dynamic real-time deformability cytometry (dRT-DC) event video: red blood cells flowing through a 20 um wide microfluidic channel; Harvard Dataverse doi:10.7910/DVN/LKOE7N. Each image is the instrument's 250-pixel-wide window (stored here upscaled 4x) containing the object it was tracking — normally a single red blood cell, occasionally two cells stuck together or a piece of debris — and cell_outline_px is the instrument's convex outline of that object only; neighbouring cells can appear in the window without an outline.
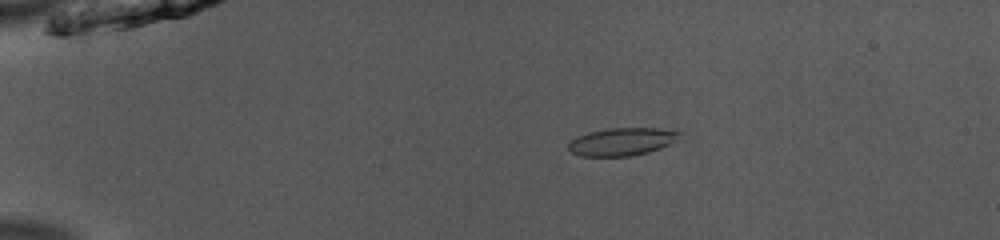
{"species": "common noctule bat (a hibernating species)", "species_latin": "Nyctalus noctula", "temperature_condition": "room temperature", "stored_images_in_passage": 53, "camera_frame_rate_fps": 3000, "um_per_image_px": 0.085, "animal": {"sex": "male", "body_mass_g": 13.0, "forearm_length_mm": 53.1}, "frame": {"image": 1, "passage_image": 12, "time_ms": 3.667, "image_size_px": [1000, 240], "cell_outline_px": [[684, 140], [648, 152], [628, 156], [580, 156], [572, 152], [568, 148], [568, 144], [572, 140], [588, 132], [608, 128], [656, 128], [684, 132]], "centroid_in_image_um": [52.99, 12.03], "position_along_channel_um": 32.0, "area_um2": 18.26}}
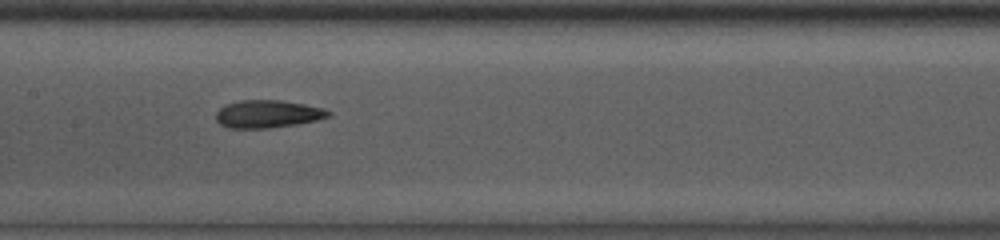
{"frame": {"image": 2, "passage_image": 28, "time_ms": 9.0, "image_size_px": [1000, 240], "cell_outline_px": [[332, 116], [316, 120], [296, 124], [268, 128], [228, 128], [220, 124], [216, 120], [216, 112], [220, 108], [228, 104], [240, 100], [280, 100], [304, 104], [324, 108], [332, 112]], "centroid_in_image_um": [22.77, 9.69], "position_along_channel_um": 184.6, "area_um2": 18.15}}
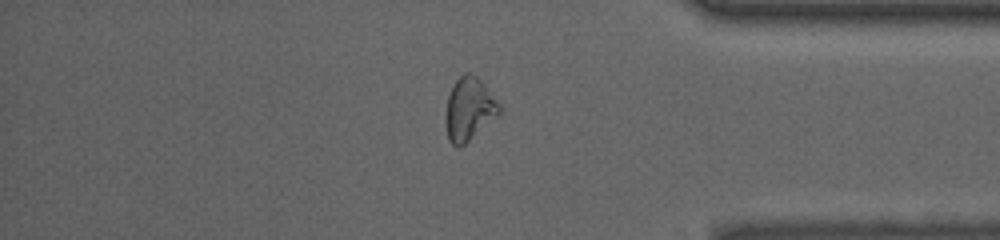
{"frame": {"image": 3, "passage_image": 45, "time_ms": 14.667, "image_size_px": [1000, 240], "cell_outline_px": [[504, 108], [496, 116], [460, 148], [456, 148], [448, 140], [444, 124], [444, 116], [448, 96], [456, 80], [464, 72], [468, 72], [476, 76], [484, 84]], "centroid_in_image_um": [39.85, 9.29], "position_along_channel_um": 395.4, "area_um2": 19.83}, "authors_computed_cell_mechanics": {"area_um2": 18.3226, "velocity_mm_per_s": 3.9682, "shape_relaxation_time_tau1_ms": null, "shape_relaxation_time_tau2_ms": 2.0253, "deformation_change_tau1": null, "deformation_change_tau2": 0.1068}}